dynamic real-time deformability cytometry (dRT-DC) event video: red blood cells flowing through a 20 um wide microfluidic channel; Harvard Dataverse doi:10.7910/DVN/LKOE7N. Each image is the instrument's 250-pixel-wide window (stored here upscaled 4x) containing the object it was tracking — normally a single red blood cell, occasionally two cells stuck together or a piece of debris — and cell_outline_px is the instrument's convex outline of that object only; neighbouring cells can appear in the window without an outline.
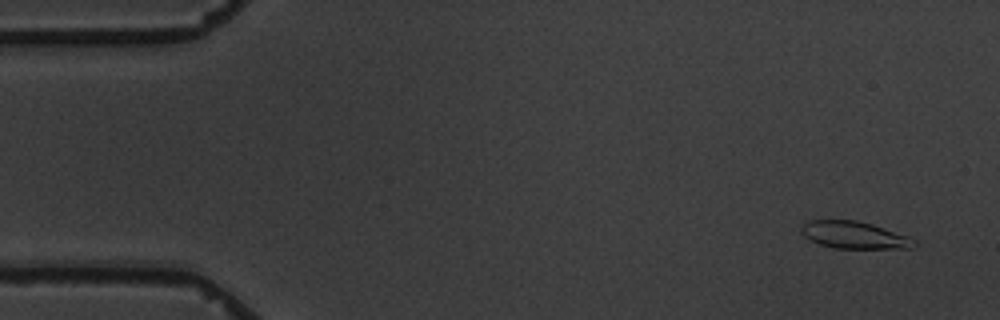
{"species": "common noctule bat (a hibernating species)", "species_latin": "Nyctalus noctula", "temperature_condition": "warm", "stored_images_in_passage": 5, "camera_frame_rate_fps": 3000, "um_per_image_px": 0.085, "animal": {"sex": "male", "body_mass_g": 19.5, "forearm_length_mm": 54.6}, "frame": {"image": 1, "passage_image": 1, "time_ms": 0.0, "image_size_px": [1000, 320], "cell_outline_px": [[916, 244], [912, 248], [836, 248], [820, 244], [804, 236], [800, 232], [800, 228], [804, 224], [812, 220], [856, 220], [872, 224], [908, 236], [916, 240]], "centroid_in_image_um": [72.62, 19.98], "position_along_channel_um": 12.4, "area_um2": 17.69}}